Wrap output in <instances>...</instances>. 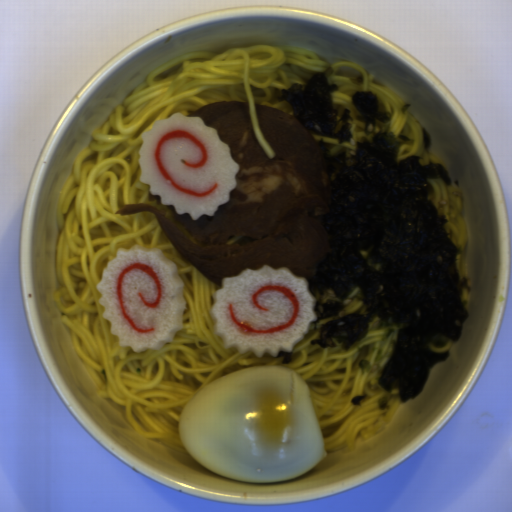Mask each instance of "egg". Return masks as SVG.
I'll return each instance as SVG.
<instances>
[{
    "mask_svg": "<svg viewBox=\"0 0 512 512\" xmlns=\"http://www.w3.org/2000/svg\"><path fill=\"white\" fill-rule=\"evenodd\" d=\"M178 435L207 471L252 485L299 477L327 454L309 387L289 366H248L201 388Z\"/></svg>",
    "mask_w": 512,
    "mask_h": 512,
    "instance_id": "obj_1",
    "label": "egg"
}]
</instances>
